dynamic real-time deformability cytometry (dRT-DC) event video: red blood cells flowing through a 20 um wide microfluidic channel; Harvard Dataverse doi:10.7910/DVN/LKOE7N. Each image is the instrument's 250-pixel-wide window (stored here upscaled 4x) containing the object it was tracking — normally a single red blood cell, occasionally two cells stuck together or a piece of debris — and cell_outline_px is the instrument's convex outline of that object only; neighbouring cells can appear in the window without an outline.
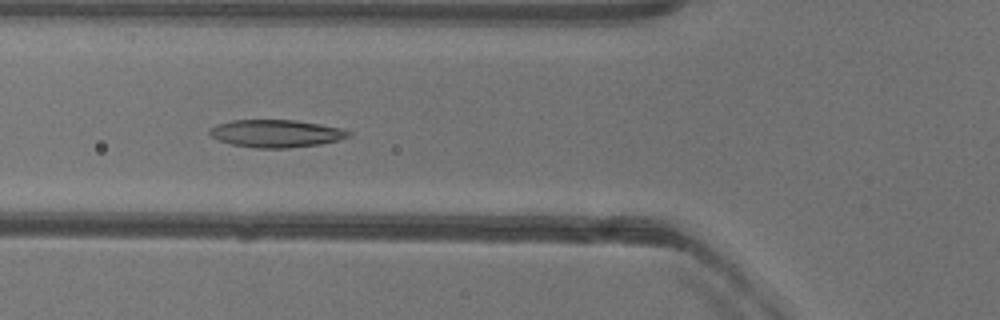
{"species": "common noctule bat (a hibernating species)", "species_latin": "Nyctalus noctula", "temperature_condition": "warm", "stored_images_in_passage": 51, "camera_frame_rate_fps": 3000, "um_per_image_px": 0.085, "animal": {"sex": "female"}, "frame": {"image": 1, "passage_image": 18, "time_ms": 5.667, "image_size_px": [1000, 320], "cell_outline_px": [[352, 136], [340, 140], [320, 144], [288, 148], [256, 148], [232, 144], [220, 140], [212, 136], [208, 132], [208, 128], [216, 124], [232, 120], [296, 120], [320, 124], [340, 128], [352, 132]], "centroid_in_image_um": [23.48, 11.34], "position_along_channel_um": 102.3, "area_um2": 22.43}}
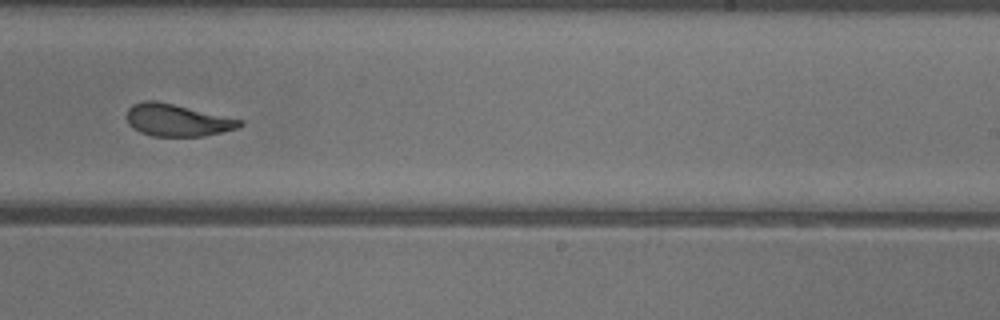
{"frame": {"image": 2, "passage_image": 31, "time_ms": 10.0, "image_size_px": [1000, 320], "cell_outline_px": [[244, 124], [236, 128], [204, 136], [152, 136], [140, 132], [132, 128], [128, 124], [124, 116], [128, 108], [132, 104], [144, 100], [156, 100], [244, 120]], "centroid_in_image_um": [15.0, 10.2], "position_along_channel_um": 274.0, "area_um2": 21.39}}
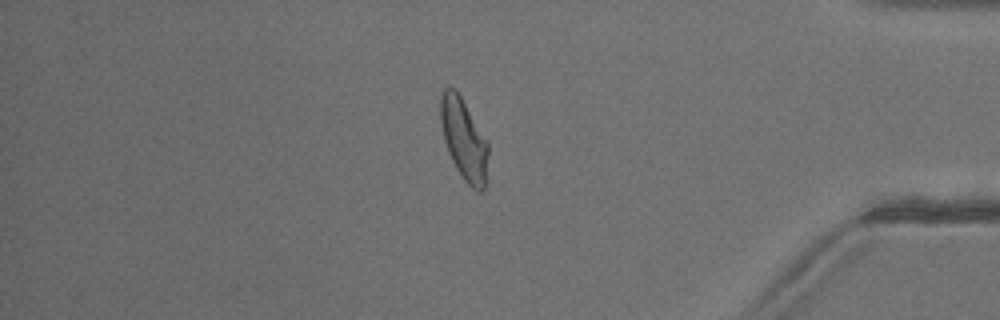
{"frame": {"image": 3, "passage_image": 43, "time_ms": 14.0, "image_size_px": [1000, 320], "cell_outline_px": [[488, 184], [480, 192], [476, 192], [464, 180], [456, 168], [448, 152], [444, 140], [440, 120], [440, 96], [444, 88], [452, 88], [460, 96], [488, 144]], "centroid_in_image_um": [39.44, 11.93], "position_along_channel_um": 395.8, "area_um2": 22.48}, "authors_computed_cell_mechanics": {"area_um2": 22.5998, "velocity_mm_per_s": 3.9631, "shape_relaxation_time_tau1_ms": 9.2076, "shape_relaxation_time_tau2_ms": 1.5839, "deformation_change_tau1": 0.2565, "deformation_change_tau2": 0.0825}}